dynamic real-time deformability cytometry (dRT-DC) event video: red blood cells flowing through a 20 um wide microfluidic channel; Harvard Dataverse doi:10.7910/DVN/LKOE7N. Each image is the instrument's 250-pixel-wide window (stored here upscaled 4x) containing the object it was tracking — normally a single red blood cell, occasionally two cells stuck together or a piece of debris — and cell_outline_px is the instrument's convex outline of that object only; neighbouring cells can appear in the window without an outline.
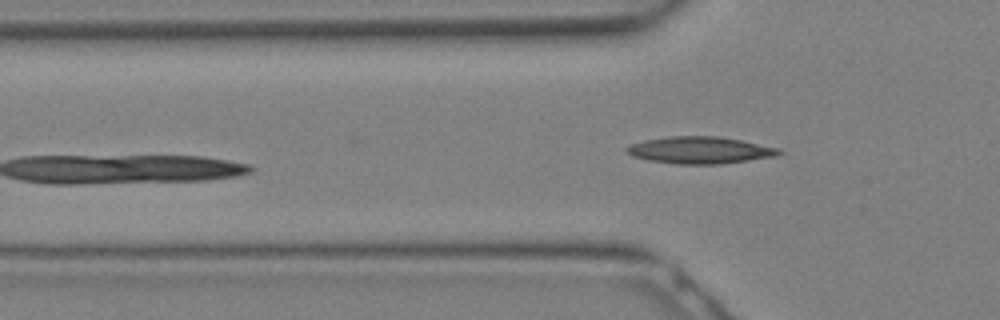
{"species": "Egyptian fruit bat (a non-hibernating species)", "species_latin": "Rousettus aegyptiacus", "temperature_condition": "warm", "stored_images_in_passage": 6, "camera_frame_rate_fps": 3000, "um_per_image_px": 0.085, "animal": {"sex": "female"}, "frame": {"image": 1, "passage_image": 6, "time_ms": 1.667, "image_size_px": [1000, 320], "cell_outline_px": [[784, 152], [776, 156], [720, 164], [676, 164], [648, 160], [632, 156], [624, 152], [624, 148], [632, 144], [644, 140], [672, 136], [716, 136], [740, 140], [780, 148]], "centroid_in_image_um": [59.48, 12.76], "position_along_channel_um": 66.3, "area_um2": 23.93}}